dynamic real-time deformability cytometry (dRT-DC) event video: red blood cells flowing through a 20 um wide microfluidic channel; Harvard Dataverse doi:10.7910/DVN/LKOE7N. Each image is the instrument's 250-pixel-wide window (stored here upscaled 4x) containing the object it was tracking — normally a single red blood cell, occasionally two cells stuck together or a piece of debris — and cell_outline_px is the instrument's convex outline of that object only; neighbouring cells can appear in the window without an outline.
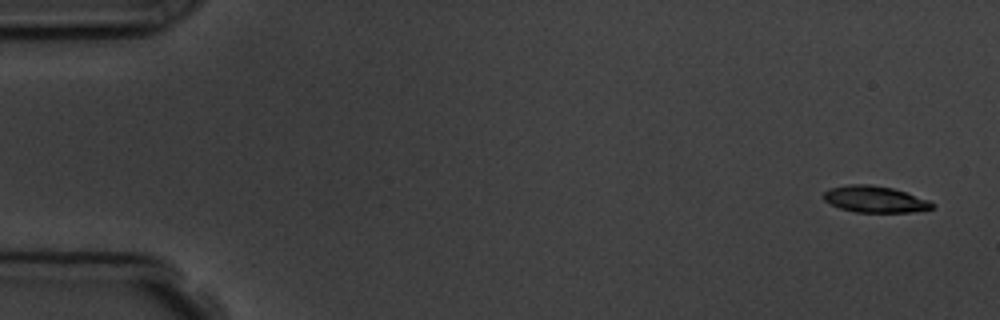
{"species": "common noctule bat (a hibernating species)", "species_latin": "Nyctalus noctula", "temperature_condition": "room temperature", "stored_images_in_passage": 4, "camera_frame_rate_fps": 3000, "um_per_image_px": 0.085, "animal": {"sex": "male", "body_mass_g": 19.5, "forearm_length_mm": 54.6}, "frame": {"image": 1, "passage_image": 1, "time_ms": 0.0, "image_size_px": [1000, 320], "cell_outline_px": [[936, 204], [932, 208], [912, 212], [856, 212], [840, 208], [824, 200], [820, 196], [828, 188], [848, 184], [868, 184], [892, 188], [928, 200]], "centroid_in_image_um": [74.31, 16.93], "position_along_channel_um": 10.7, "area_um2": 16.7}}
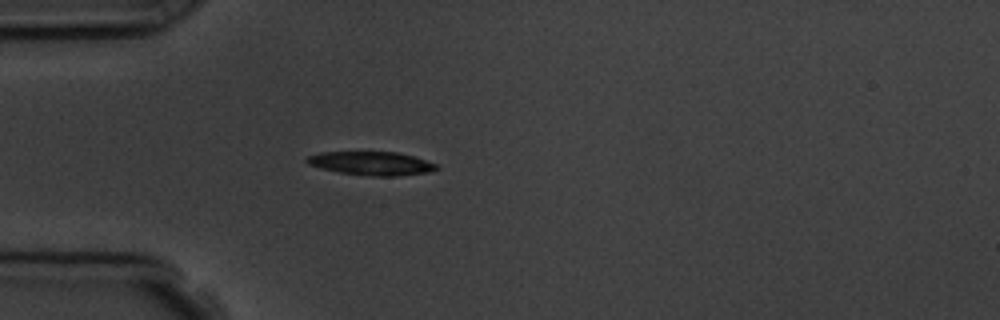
{"frame": {"image": 2, "passage_image": 4, "time_ms": 4.333, "image_size_px": [1000, 320], "cell_outline_px": [[440, 168], [428, 172], [396, 176], [372, 176], [340, 172], [308, 164], [304, 160], [308, 156], [320, 152], [400, 152], [436, 164]], "centroid_in_image_um": [31.58, 13.88], "position_along_channel_um": 53.4, "area_um2": 17.57}}